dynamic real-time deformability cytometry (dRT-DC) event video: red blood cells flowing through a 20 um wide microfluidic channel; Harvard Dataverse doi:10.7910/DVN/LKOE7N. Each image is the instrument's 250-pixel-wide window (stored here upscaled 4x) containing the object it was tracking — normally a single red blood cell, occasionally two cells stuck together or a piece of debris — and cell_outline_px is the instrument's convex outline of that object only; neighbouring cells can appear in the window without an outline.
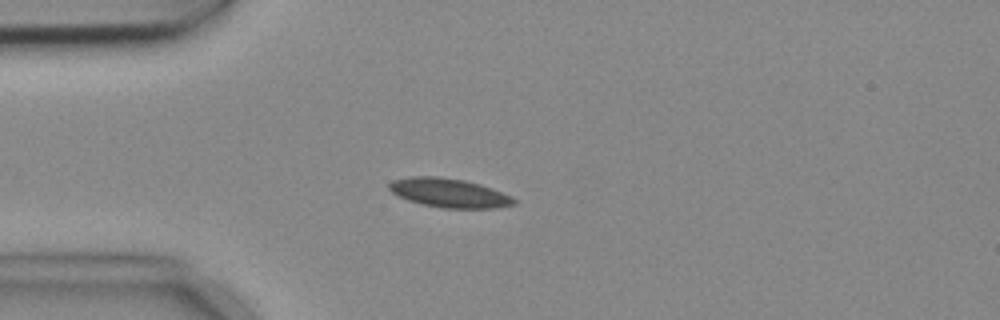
{"species": "common noctule bat (a hibernating species)", "species_latin": "Nyctalus noctula", "temperature_condition": "cold", "stored_images_in_passage": 4, "camera_frame_rate_fps": 3000, "um_per_image_px": 0.085, "animal": {"sex": "female", "body_mass_g": 18.4}, "frame": {"image": 1, "passage_image": 4, "time_ms": 1.0, "image_size_px": [1000, 320], "cell_outline_px": [[516, 204], [496, 208], [444, 208], [424, 204], [408, 200], [392, 192], [388, 188], [388, 184], [392, 180], [412, 176], [436, 176], [464, 180], [480, 184], [492, 188], [512, 196], [516, 200]], "centroid_in_image_um": [38.2, 16.39], "position_along_channel_um": 46.8, "area_um2": 21.04}}